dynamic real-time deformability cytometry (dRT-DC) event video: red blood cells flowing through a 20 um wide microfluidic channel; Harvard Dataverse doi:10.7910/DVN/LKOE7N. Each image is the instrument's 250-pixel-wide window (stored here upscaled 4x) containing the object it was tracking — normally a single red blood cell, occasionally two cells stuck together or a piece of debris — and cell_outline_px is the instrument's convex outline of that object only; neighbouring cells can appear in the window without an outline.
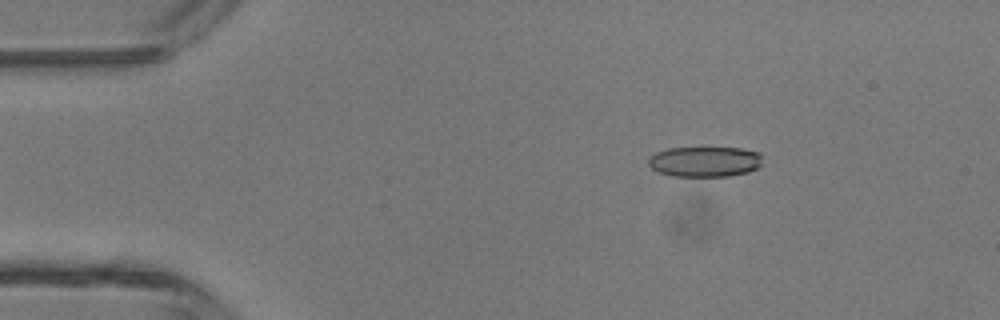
{"species": "common noctule bat (a hibernating species)", "species_latin": "Nyctalus noctula", "temperature_condition": "room temperature", "stored_images_in_passage": 4, "camera_frame_rate_fps": 3000, "um_per_image_px": 0.085, "animal": {"sex": "male", "body_mass_g": 13.3}, "frame": {"image": 1, "passage_image": 3, "time_ms": 2.333, "image_size_px": [1000, 320], "cell_outline_px": [[760, 164], [756, 168], [748, 172], [728, 176], [672, 176], [660, 172], [652, 168], [648, 164], [648, 160], [656, 152], [668, 148], [740, 148], [760, 152]], "centroid_in_image_um": [59.9, 13.73], "position_along_channel_um": 25.1, "area_um2": 20.0}}